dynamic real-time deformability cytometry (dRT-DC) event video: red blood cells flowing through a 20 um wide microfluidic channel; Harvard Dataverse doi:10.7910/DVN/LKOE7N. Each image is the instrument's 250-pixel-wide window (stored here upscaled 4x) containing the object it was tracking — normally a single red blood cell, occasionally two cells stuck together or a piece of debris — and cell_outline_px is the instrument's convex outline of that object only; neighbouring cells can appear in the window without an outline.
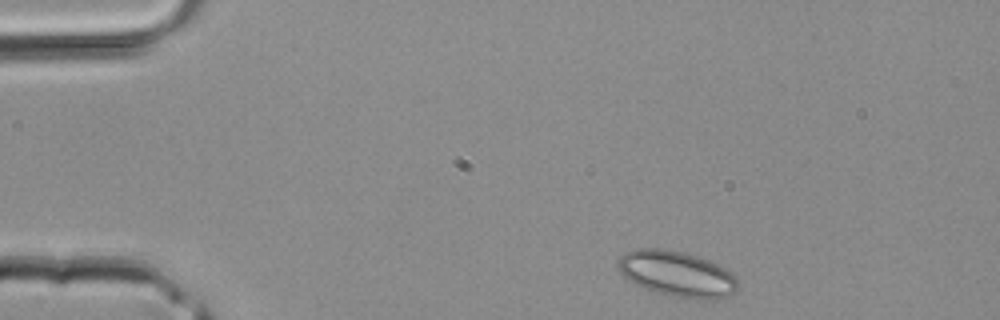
{"species": "common noctule bat (a hibernating species)", "species_latin": "Nyctalus noctula", "temperature_condition": "room temperature", "stored_images_in_passage": 35, "camera_frame_rate_fps": 3000, "um_per_image_px": 0.085, "animal": {"sex": "male", "body_mass_g": 20.4}, "frame": {"image": 1, "passage_image": 1, "time_ms": 0.0, "image_size_px": [1000, 320], "cell_outline_px": [[736, 292], [732, 296], [716, 300], [704, 300], [676, 296], [656, 292], [636, 284], [624, 276], [620, 272], [616, 264], [616, 260], [624, 252], [636, 248], [660, 248], [684, 252], [708, 260], [728, 268], [736, 276]], "centroid_in_image_um": [57.56, 23.27], "position_along_channel_um": 27.4, "area_um2": 32.19}}
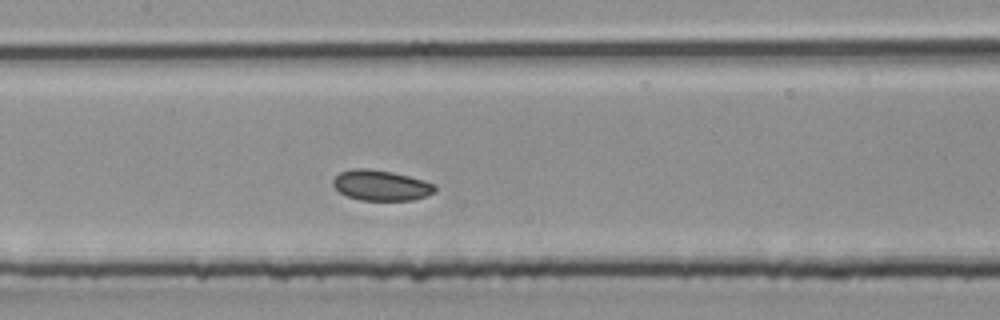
{"frame": {"image": 2, "passage_image": 14, "time_ms": 4.333, "image_size_px": [1000, 320], "cell_outline_px": [[436, 192], [412, 200], [360, 200], [348, 196], [340, 192], [332, 184], [332, 180], [340, 172], [352, 168], [368, 168], [392, 172], [424, 180], [436, 184]], "centroid_in_image_um": [32.39, 15.75], "position_along_channel_um": 175.0, "area_um2": 18.09}}
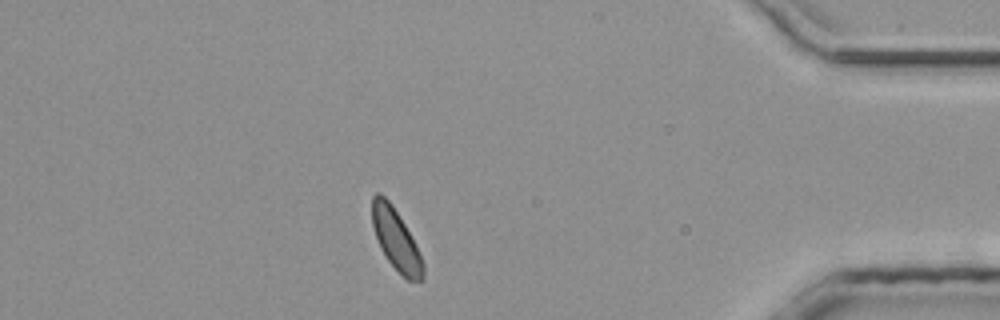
{"frame": {"image": 3, "passage_image": 30, "time_ms": 9.667, "image_size_px": [1000, 320], "cell_outline_px": [[424, 280], [408, 280], [388, 260], [380, 248], [372, 224], [372, 196], [376, 192], [380, 192], [392, 204], [416, 244], [424, 264]], "centroid_in_image_um": [33.65, 20.34], "position_along_channel_um": 401.5, "area_um2": 17.86}}